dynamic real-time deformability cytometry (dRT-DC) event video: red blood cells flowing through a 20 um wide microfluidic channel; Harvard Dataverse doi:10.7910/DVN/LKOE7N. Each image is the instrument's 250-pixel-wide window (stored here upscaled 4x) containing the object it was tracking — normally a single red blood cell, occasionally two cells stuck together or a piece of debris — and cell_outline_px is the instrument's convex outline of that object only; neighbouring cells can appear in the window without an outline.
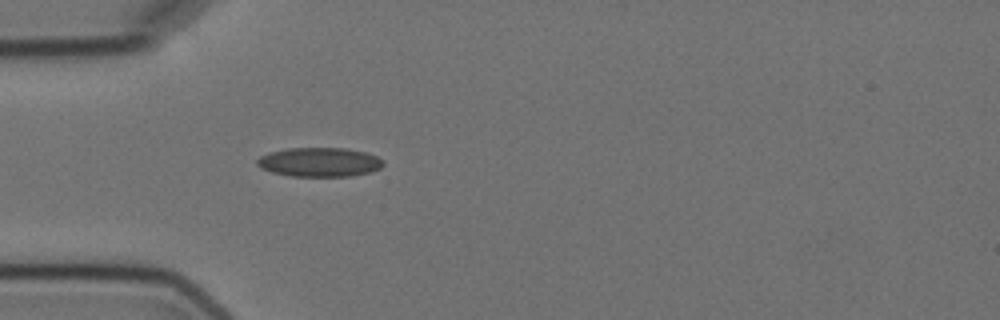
{"species": "Egyptian fruit bat (a non-hibernating species)", "species_latin": "Rousettus aegyptiacus", "temperature_condition": "cold", "stored_images_in_passage": 6, "camera_frame_rate_fps": 3000, "um_per_image_px": 0.085, "animal": {"sex": "female"}, "frame": {"image": 1, "passage_image": 6, "time_ms": 2.667, "image_size_px": [1000, 320], "cell_outline_px": [[384, 164], [380, 168], [372, 172], [352, 176], [292, 176], [272, 172], [260, 168], [256, 164], [256, 160], [260, 156], [268, 152], [288, 148], [344, 148], [364, 152], [376, 156], [384, 160]], "centroid_in_image_um": [27.15, 13.78], "position_along_channel_um": 57.9, "area_um2": 21.56}}